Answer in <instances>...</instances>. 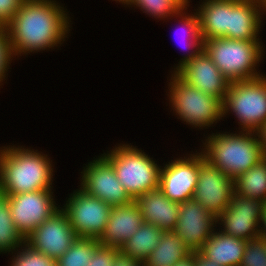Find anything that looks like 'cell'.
<instances>
[{
    "mask_svg": "<svg viewBox=\"0 0 266 266\" xmlns=\"http://www.w3.org/2000/svg\"><path fill=\"white\" fill-rule=\"evenodd\" d=\"M67 12L57 0H23L5 26L13 58L60 47L71 30Z\"/></svg>",
    "mask_w": 266,
    "mask_h": 266,
    "instance_id": "obj_1",
    "label": "cell"
},
{
    "mask_svg": "<svg viewBox=\"0 0 266 266\" xmlns=\"http://www.w3.org/2000/svg\"><path fill=\"white\" fill-rule=\"evenodd\" d=\"M3 147V148H2ZM0 147V189L5 194L53 189V161L47 154L13 144Z\"/></svg>",
    "mask_w": 266,
    "mask_h": 266,
    "instance_id": "obj_2",
    "label": "cell"
},
{
    "mask_svg": "<svg viewBox=\"0 0 266 266\" xmlns=\"http://www.w3.org/2000/svg\"><path fill=\"white\" fill-rule=\"evenodd\" d=\"M216 132L204 137L201 153L214 167L235 180L264 158L257 132ZM204 147V148H203Z\"/></svg>",
    "mask_w": 266,
    "mask_h": 266,
    "instance_id": "obj_3",
    "label": "cell"
},
{
    "mask_svg": "<svg viewBox=\"0 0 266 266\" xmlns=\"http://www.w3.org/2000/svg\"><path fill=\"white\" fill-rule=\"evenodd\" d=\"M262 43L261 41L210 38L203 41V50L231 83L263 75L257 69L265 53V46Z\"/></svg>",
    "mask_w": 266,
    "mask_h": 266,
    "instance_id": "obj_4",
    "label": "cell"
},
{
    "mask_svg": "<svg viewBox=\"0 0 266 266\" xmlns=\"http://www.w3.org/2000/svg\"><path fill=\"white\" fill-rule=\"evenodd\" d=\"M113 148L102 155L112 164L118 180L133 199L158 189L161 165L155 159L127 142Z\"/></svg>",
    "mask_w": 266,
    "mask_h": 266,
    "instance_id": "obj_5",
    "label": "cell"
},
{
    "mask_svg": "<svg viewBox=\"0 0 266 266\" xmlns=\"http://www.w3.org/2000/svg\"><path fill=\"white\" fill-rule=\"evenodd\" d=\"M168 84L170 110L185 124L193 128L209 129L223 120L222 101L200 91L171 72ZM206 127V128H205Z\"/></svg>",
    "mask_w": 266,
    "mask_h": 266,
    "instance_id": "obj_6",
    "label": "cell"
},
{
    "mask_svg": "<svg viewBox=\"0 0 266 266\" xmlns=\"http://www.w3.org/2000/svg\"><path fill=\"white\" fill-rule=\"evenodd\" d=\"M222 106L223 118L233 114L240 131L258 132L266 123V75L231 82Z\"/></svg>",
    "mask_w": 266,
    "mask_h": 266,
    "instance_id": "obj_7",
    "label": "cell"
},
{
    "mask_svg": "<svg viewBox=\"0 0 266 266\" xmlns=\"http://www.w3.org/2000/svg\"><path fill=\"white\" fill-rule=\"evenodd\" d=\"M63 205L61 208L79 238H100L110 217L109 204L78 188Z\"/></svg>",
    "mask_w": 266,
    "mask_h": 266,
    "instance_id": "obj_8",
    "label": "cell"
},
{
    "mask_svg": "<svg viewBox=\"0 0 266 266\" xmlns=\"http://www.w3.org/2000/svg\"><path fill=\"white\" fill-rule=\"evenodd\" d=\"M52 190L43 189L6 196L12 221L24 239L60 208Z\"/></svg>",
    "mask_w": 266,
    "mask_h": 266,
    "instance_id": "obj_9",
    "label": "cell"
},
{
    "mask_svg": "<svg viewBox=\"0 0 266 266\" xmlns=\"http://www.w3.org/2000/svg\"><path fill=\"white\" fill-rule=\"evenodd\" d=\"M93 159L83 166L80 188L111 207L134 201L118 180L112 164L102 154Z\"/></svg>",
    "mask_w": 266,
    "mask_h": 266,
    "instance_id": "obj_10",
    "label": "cell"
},
{
    "mask_svg": "<svg viewBox=\"0 0 266 266\" xmlns=\"http://www.w3.org/2000/svg\"><path fill=\"white\" fill-rule=\"evenodd\" d=\"M234 180L209 164L199 151V175L193 198L217 218L231 202Z\"/></svg>",
    "mask_w": 266,
    "mask_h": 266,
    "instance_id": "obj_11",
    "label": "cell"
},
{
    "mask_svg": "<svg viewBox=\"0 0 266 266\" xmlns=\"http://www.w3.org/2000/svg\"><path fill=\"white\" fill-rule=\"evenodd\" d=\"M263 205L261 200L234 193L230 204L216 218V224L220 225V231L235 238H258Z\"/></svg>",
    "mask_w": 266,
    "mask_h": 266,
    "instance_id": "obj_12",
    "label": "cell"
},
{
    "mask_svg": "<svg viewBox=\"0 0 266 266\" xmlns=\"http://www.w3.org/2000/svg\"><path fill=\"white\" fill-rule=\"evenodd\" d=\"M77 238L66 212L60 207L25 238V243L36 251L57 260Z\"/></svg>",
    "mask_w": 266,
    "mask_h": 266,
    "instance_id": "obj_13",
    "label": "cell"
},
{
    "mask_svg": "<svg viewBox=\"0 0 266 266\" xmlns=\"http://www.w3.org/2000/svg\"><path fill=\"white\" fill-rule=\"evenodd\" d=\"M199 175V152L171 160L160 169L159 190L170 200L182 203L193 198Z\"/></svg>",
    "mask_w": 266,
    "mask_h": 266,
    "instance_id": "obj_14",
    "label": "cell"
},
{
    "mask_svg": "<svg viewBox=\"0 0 266 266\" xmlns=\"http://www.w3.org/2000/svg\"><path fill=\"white\" fill-rule=\"evenodd\" d=\"M216 218L194 198L179 204V216L174 232L183 240L191 252L198 251L211 237Z\"/></svg>",
    "mask_w": 266,
    "mask_h": 266,
    "instance_id": "obj_15",
    "label": "cell"
},
{
    "mask_svg": "<svg viewBox=\"0 0 266 266\" xmlns=\"http://www.w3.org/2000/svg\"><path fill=\"white\" fill-rule=\"evenodd\" d=\"M175 73L186 83L224 101L230 82L203 49Z\"/></svg>",
    "mask_w": 266,
    "mask_h": 266,
    "instance_id": "obj_16",
    "label": "cell"
},
{
    "mask_svg": "<svg viewBox=\"0 0 266 266\" xmlns=\"http://www.w3.org/2000/svg\"><path fill=\"white\" fill-rule=\"evenodd\" d=\"M264 10L259 0H230V31L226 39L261 41Z\"/></svg>",
    "mask_w": 266,
    "mask_h": 266,
    "instance_id": "obj_17",
    "label": "cell"
},
{
    "mask_svg": "<svg viewBox=\"0 0 266 266\" xmlns=\"http://www.w3.org/2000/svg\"><path fill=\"white\" fill-rule=\"evenodd\" d=\"M143 222L142 214L135 201L114 206L111 208L109 220L98 241L101 245L121 248Z\"/></svg>",
    "mask_w": 266,
    "mask_h": 266,
    "instance_id": "obj_18",
    "label": "cell"
},
{
    "mask_svg": "<svg viewBox=\"0 0 266 266\" xmlns=\"http://www.w3.org/2000/svg\"><path fill=\"white\" fill-rule=\"evenodd\" d=\"M145 223L163 231H174L179 216V203L166 197L159 188L134 199Z\"/></svg>",
    "mask_w": 266,
    "mask_h": 266,
    "instance_id": "obj_19",
    "label": "cell"
},
{
    "mask_svg": "<svg viewBox=\"0 0 266 266\" xmlns=\"http://www.w3.org/2000/svg\"><path fill=\"white\" fill-rule=\"evenodd\" d=\"M194 10L199 18V31L203 41L224 38L229 33L230 0H203Z\"/></svg>",
    "mask_w": 266,
    "mask_h": 266,
    "instance_id": "obj_20",
    "label": "cell"
},
{
    "mask_svg": "<svg viewBox=\"0 0 266 266\" xmlns=\"http://www.w3.org/2000/svg\"><path fill=\"white\" fill-rule=\"evenodd\" d=\"M217 228L198 252L222 266H240L247 240L235 238Z\"/></svg>",
    "mask_w": 266,
    "mask_h": 266,
    "instance_id": "obj_21",
    "label": "cell"
},
{
    "mask_svg": "<svg viewBox=\"0 0 266 266\" xmlns=\"http://www.w3.org/2000/svg\"><path fill=\"white\" fill-rule=\"evenodd\" d=\"M190 253L174 231H164L158 245L144 261V266H173Z\"/></svg>",
    "mask_w": 266,
    "mask_h": 266,
    "instance_id": "obj_22",
    "label": "cell"
},
{
    "mask_svg": "<svg viewBox=\"0 0 266 266\" xmlns=\"http://www.w3.org/2000/svg\"><path fill=\"white\" fill-rule=\"evenodd\" d=\"M164 231L159 227L145 223L127 240L120 252L133 259L145 261L159 243Z\"/></svg>",
    "mask_w": 266,
    "mask_h": 266,
    "instance_id": "obj_23",
    "label": "cell"
},
{
    "mask_svg": "<svg viewBox=\"0 0 266 266\" xmlns=\"http://www.w3.org/2000/svg\"><path fill=\"white\" fill-rule=\"evenodd\" d=\"M187 8H188V6L183 7L178 12V14L175 15L176 19L177 18L179 19V20H177L178 23L181 25L179 27H181V29H183V33L187 34V35L181 34V37L183 39H185V37L187 36L185 39L186 42H185V40H183L184 41L183 43H185L184 48L186 49L187 54H182L183 58H181L180 61L178 62V64L175 65L176 67L173 66L174 68H172V69H174V70H171L170 72H175L179 67H181L183 64H185L187 61L191 60L193 57H195L203 49V40H202V37L200 36V31H199L198 15H197L196 11L188 13ZM179 43L181 44V41H179Z\"/></svg>",
    "mask_w": 266,
    "mask_h": 266,
    "instance_id": "obj_24",
    "label": "cell"
},
{
    "mask_svg": "<svg viewBox=\"0 0 266 266\" xmlns=\"http://www.w3.org/2000/svg\"><path fill=\"white\" fill-rule=\"evenodd\" d=\"M234 193L266 202V157L234 180Z\"/></svg>",
    "mask_w": 266,
    "mask_h": 266,
    "instance_id": "obj_25",
    "label": "cell"
},
{
    "mask_svg": "<svg viewBox=\"0 0 266 266\" xmlns=\"http://www.w3.org/2000/svg\"><path fill=\"white\" fill-rule=\"evenodd\" d=\"M100 245L98 239L78 237L70 248L56 260V266H88Z\"/></svg>",
    "mask_w": 266,
    "mask_h": 266,
    "instance_id": "obj_26",
    "label": "cell"
},
{
    "mask_svg": "<svg viewBox=\"0 0 266 266\" xmlns=\"http://www.w3.org/2000/svg\"><path fill=\"white\" fill-rule=\"evenodd\" d=\"M24 242L12 221L9 205L4 201L0 205V254L14 253Z\"/></svg>",
    "mask_w": 266,
    "mask_h": 266,
    "instance_id": "obj_27",
    "label": "cell"
},
{
    "mask_svg": "<svg viewBox=\"0 0 266 266\" xmlns=\"http://www.w3.org/2000/svg\"><path fill=\"white\" fill-rule=\"evenodd\" d=\"M125 4L131 8H138L159 21L175 18L184 7L178 0H128Z\"/></svg>",
    "mask_w": 266,
    "mask_h": 266,
    "instance_id": "obj_28",
    "label": "cell"
},
{
    "mask_svg": "<svg viewBox=\"0 0 266 266\" xmlns=\"http://www.w3.org/2000/svg\"><path fill=\"white\" fill-rule=\"evenodd\" d=\"M10 255V266H56L55 259L36 251L25 242Z\"/></svg>",
    "mask_w": 266,
    "mask_h": 266,
    "instance_id": "obj_29",
    "label": "cell"
},
{
    "mask_svg": "<svg viewBox=\"0 0 266 266\" xmlns=\"http://www.w3.org/2000/svg\"><path fill=\"white\" fill-rule=\"evenodd\" d=\"M240 266H266V242L258 237L247 240Z\"/></svg>",
    "mask_w": 266,
    "mask_h": 266,
    "instance_id": "obj_30",
    "label": "cell"
},
{
    "mask_svg": "<svg viewBox=\"0 0 266 266\" xmlns=\"http://www.w3.org/2000/svg\"><path fill=\"white\" fill-rule=\"evenodd\" d=\"M13 56L10 50V42L5 26H0V86L4 84L8 75ZM3 82V83H2Z\"/></svg>",
    "mask_w": 266,
    "mask_h": 266,
    "instance_id": "obj_31",
    "label": "cell"
},
{
    "mask_svg": "<svg viewBox=\"0 0 266 266\" xmlns=\"http://www.w3.org/2000/svg\"><path fill=\"white\" fill-rule=\"evenodd\" d=\"M120 248L100 245L89 262L88 266H113Z\"/></svg>",
    "mask_w": 266,
    "mask_h": 266,
    "instance_id": "obj_32",
    "label": "cell"
},
{
    "mask_svg": "<svg viewBox=\"0 0 266 266\" xmlns=\"http://www.w3.org/2000/svg\"><path fill=\"white\" fill-rule=\"evenodd\" d=\"M23 0H0V26H6L19 10Z\"/></svg>",
    "mask_w": 266,
    "mask_h": 266,
    "instance_id": "obj_33",
    "label": "cell"
},
{
    "mask_svg": "<svg viewBox=\"0 0 266 266\" xmlns=\"http://www.w3.org/2000/svg\"><path fill=\"white\" fill-rule=\"evenodd\" d=\"M113 266H144V261L133 259L120 252L116 256Z\"/></svg>",
    "mask_w": 266,
    "mask_h": 266,
    "instance_id": "obj_34",
    "label": "cell"
},
{
    "mask_svg": "<svg viewBox=\"0 0 266 266\" xmlns=\"http://www.w3.org/2000/svg\"><path fill=\"white\" fill-rule=\"evenodd\" d=\"M195 266H222L217 262L205 258L198 251H195Z\"/></svg>",
    "mask_w": 266,
    "mask_h": 266,
    "instance_id": "obj_35",
    "label": "cell"
},
{
    "mask_svg": "<svg viewBox=\"0 0 266 266\" xmlns=\"http://www.w3.org/2000/svg\"><path fill=\"white\" fill-rule=\"evenodd\" d=\"M259 237L266 239V202H264L261 221L259 225Z\"/></svg>",
    "mask_w": 266,
    "mask_h": 266,
    "instance_id": "obj_36",
    "label": "cell"
},
{
    "mask_svg": "<svg viewBox=\"0 0 266 266\" xmlns=\"http://www.w3.org/2000/svg\"><path fill=\"white\" fill-rule=\"evenodd\" d=\"M173 266H195V252H191Z\"/></svg>",
    "mask_w": 266,
    "mask_h": 266,
    "instance_id": "obj_37",
    "label": "cell"
},
{
    "mask_svg": "<svg viewBox=\"0 0 266 266\" xmlns=\"http://www.w3.org/2000/svg\"><path fill=\"white\" fill-rule=\"evenodd\" d=\"M257 133L259 134L263 155L266 157V123Z\"/></svg>",
    "mask_w": 266,
    "mask_h": 266,
    "instance_id": "obj_38",
    "label": "cell"
},
{
    "mask_svg": "<svg viewBox=\"0 0 266 266\" xmlns=\"http://www.w3.org/2000/svg\"><path fill=\"white\" fill-rule=\"evenodd\" d=\"M6 197L5 194L0 189V205L5 201Z\"/></svg>",
    "mask_w": 266,
    "mask_h": 266,
    "instance_id": "obj_39",
    "label": "cell"
},
{
    "mask_svg": "<svg viewBox=\"0 0 266 266\" xmlns=\"http://www.w3.org/2000/svg\"><path fill=\"white\" fill-rule=\"evenodd\" d=\"M184 7L185 6H190L189 3H190V0H178Z\"/></svg>",
    "mask_w": 266,
    "mask_h": 266,
    "instance_id": "obj_40",
    "label": "cell"
},
{
    "mask_svg": "<svg viewBox=\"0 0 266 266\" xmlns=\"http://www.w3.org/2000/svg\"><path fill=\"white\" fill-rule=\"evenodd\" d=\"M266 16V0H259Z\"/></svg>",
    "mask_w": 266,
    "mask_h": 266,
    "instance_id": "obj_41",
    "label": "cell"
},
{
    "mask_svg": "<svg viewBox=\"0 0 266 266\" xmlns=\"http://www.w3.org/2000/svg\"><path fill=\"white\" fill-rule=\"evenodd\" d=\"M113 1H116L117 3H121V4H124L128 1V0H113Z\"/></svg>",
    "mask_w": 266,
    "mask_h": 266,
    "instance_id": "obj_42",
    "label": "cell"
}]
</instances>
